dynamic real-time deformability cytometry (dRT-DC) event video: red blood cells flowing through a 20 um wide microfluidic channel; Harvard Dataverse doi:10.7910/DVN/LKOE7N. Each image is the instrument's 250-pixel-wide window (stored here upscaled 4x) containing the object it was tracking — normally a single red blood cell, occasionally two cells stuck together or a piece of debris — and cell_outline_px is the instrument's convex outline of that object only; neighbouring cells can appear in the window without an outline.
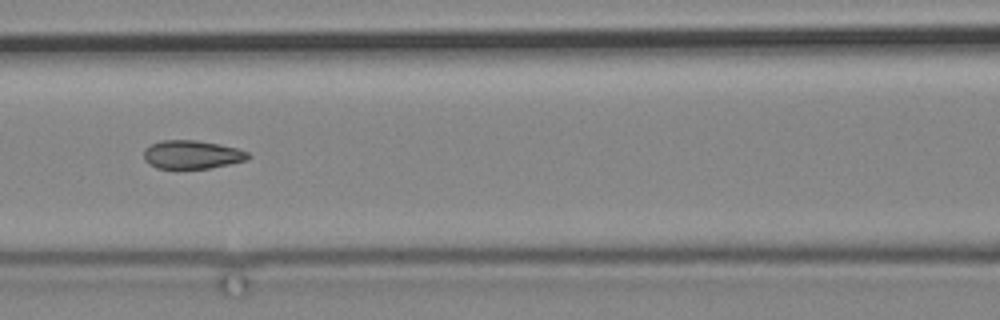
{"species": "common noctule bat (a hibernating species)", "species_latin": "Nyctalus noctula", "temperature_condition": "cold", "stored_images_in_passage": 10, "camera_frame_rate_fps": 3000, "um_per_image_px": 0.085, "animal": {"sex": "male", "body_mass_g": 19.2, "forearm_length_mm": 51.8}, "frame": {"image": 1, "passage_image": 10, "time_ms": 10.667, "image_size_px": [1000, 320], "cell_outline_px": [[252, 156], [248, 160], [208, 168], [156, 168], [148, 164], [144, 160], [144, 148], [160, 140], [196, 140], [220, 144], [236, 148], [248, 152]], "centroid_in_image_um": [16.31, 13.13], "position_along_channel_um": 150.3, "area_um2": 17.34}}